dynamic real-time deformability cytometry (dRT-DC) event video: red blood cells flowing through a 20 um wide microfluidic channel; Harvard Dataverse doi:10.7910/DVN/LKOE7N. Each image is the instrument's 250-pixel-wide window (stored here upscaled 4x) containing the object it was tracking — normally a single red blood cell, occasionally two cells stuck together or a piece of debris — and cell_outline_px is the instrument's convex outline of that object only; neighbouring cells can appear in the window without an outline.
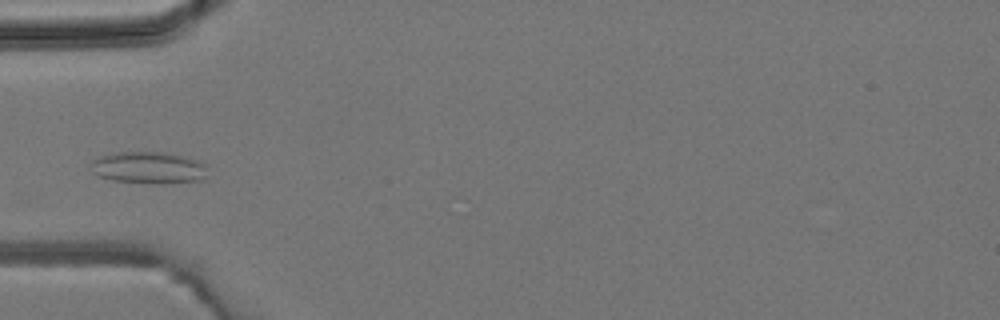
{"species": "common noctule bat (a hibernating species)", "species_latin": "Nyctalus noctula", "temperature_condition": "room temperature", "stored_images_in_passage": 3, "camera_frame_rate_fps": 3000, "um_per_image_px": 0.085, "animal": {"sex": "male", "body_mass_g": 19.2, "forearm_length_mm": 51.8}, "frame": {"image": 1, "passage_image": 3, "time_ms": 2.333, "image_size_px": [1000, 320], "cell_outline_px": [[204, 180], [164, 184], [112, 180], [100, 176], [92, 172], [88, 168], [88, 164], [92, 160], [100, 156], [120, 152], [160, 152], [184, 156], [196, 160], [204, 164]], "centroid_in_image_um": [12.57, 14.26], "position_along_channel_um": 72.4, "area_um2": 21.62}}